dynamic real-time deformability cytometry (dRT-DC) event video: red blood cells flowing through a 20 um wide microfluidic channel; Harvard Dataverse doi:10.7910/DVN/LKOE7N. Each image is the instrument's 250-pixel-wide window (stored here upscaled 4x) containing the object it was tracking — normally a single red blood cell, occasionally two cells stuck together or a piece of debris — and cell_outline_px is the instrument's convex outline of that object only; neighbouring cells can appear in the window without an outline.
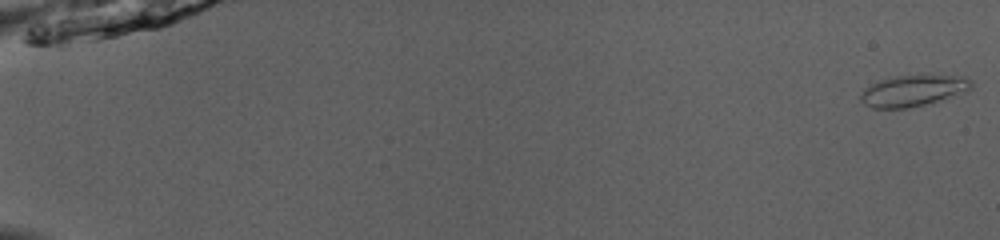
{"species": "common noctule bat (a hibernating species)", "species_latin": "Nyctalus noctula", "temperature_condition": "room temperature", "stored_images_in_passage": 52, "camera_frame_rate_fps": 3000, "um_per_image_px": 0.085, "animal": {"sex": "male", "body_mass_g": 13.0, "forearm_length_mm": 53.1}, "frame": {"image": 1, "passage_image": 1, "time_ms": 0.0, "image_size_px": [1000, 240], "cell_outline_px": [[972, 88], [968, 92], [924, 104], [908, 108], [872, 108], [864, 104], [860, 100], [860, 96], [864, 88], [880, 80], [896, 76], [964, 76], [972, 80]], "centroid_in_image_um": [77.63, 7.72], "position_along_channel_um": 7.4, "area_um2": 19.94}}
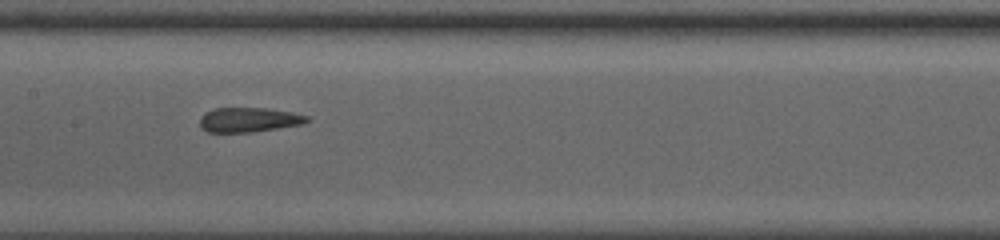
{"frame": {"image": 2, "passage_image": 28, "time_ms": 9.0, "image_size_px": [1000, 240], "cell_outline_px": [[312, 120], [304, 124], [252, 132], [208, 132], [200, 128], [200, 116], [204, 112], [216, 108], [268, 108], [292, 112], [308, 116]], "centroid_in_image_um": [21.16, 10.18], "position_along_channel_um": 186.2, "area_um2": 15.55}}
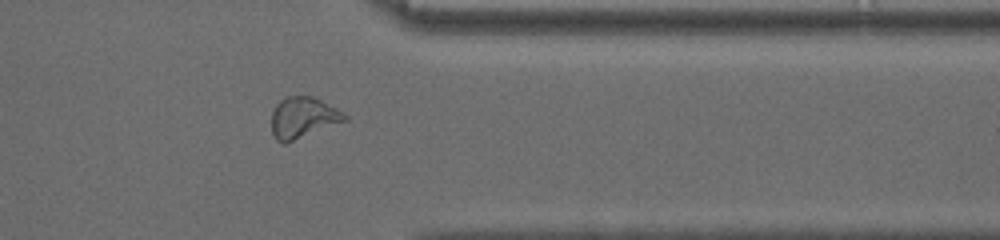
{"frame": {"image": 3, "passage_image": 43, "time_ms": 14.0, "image_size_px": [1000, 240], "cell_outline_px": [[348, 120], [284, 144], [276, 140], [272, 132], [272, 112], [276, 104], [280, 100], [288, 96], [312, 96], [344, 112], [348, 116]], "centroid_in_image_um": [25.76, 10.0], "position_along_channel_um": 385.6, "area_um2": 17.46}}